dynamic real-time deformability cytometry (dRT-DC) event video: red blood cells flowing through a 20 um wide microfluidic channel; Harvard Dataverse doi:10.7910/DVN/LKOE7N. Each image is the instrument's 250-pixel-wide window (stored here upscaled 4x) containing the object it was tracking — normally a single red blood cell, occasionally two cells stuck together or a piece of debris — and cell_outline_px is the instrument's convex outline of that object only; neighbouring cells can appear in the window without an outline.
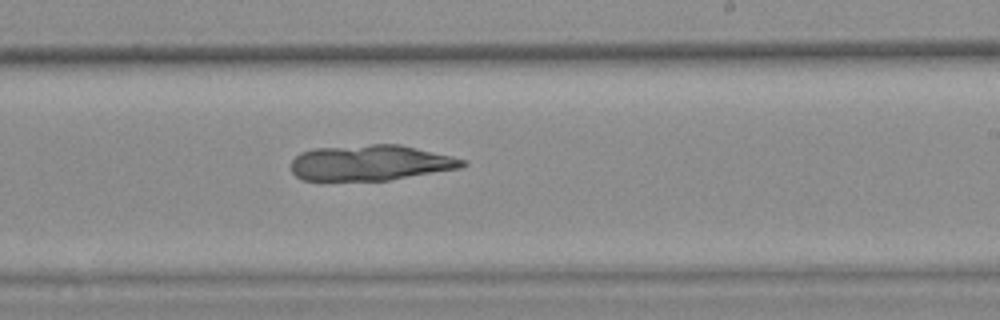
{"species": "common noctule bat (a hibernating species)", "species_latin": "Nyctalus noctula", "temperature_condition": "warm", "stored_images_in_passage": 41, "camera_frame_rate_fps": 3000, "um_per_image_px": 0.085, "animal": {"sex": "female", "body_mass_g": 25.1}, "frame": {"image": 1, "passage_image": 26, "time_ms": 8.333, "image_size_px": [1000, 320], "cell_outline_px": [[468, 164], [460, 168], [388, 180], [304, 180], [296, 176], [292, 172], [292, 160], [300, 152], [312, 148], [372, 144], [400, 144], [452, 156], [464, 160]], "centroid_in_image_um": [31.48, 13.82], "position_along_channel_um": 257.5, "area_um2": 35.49}}